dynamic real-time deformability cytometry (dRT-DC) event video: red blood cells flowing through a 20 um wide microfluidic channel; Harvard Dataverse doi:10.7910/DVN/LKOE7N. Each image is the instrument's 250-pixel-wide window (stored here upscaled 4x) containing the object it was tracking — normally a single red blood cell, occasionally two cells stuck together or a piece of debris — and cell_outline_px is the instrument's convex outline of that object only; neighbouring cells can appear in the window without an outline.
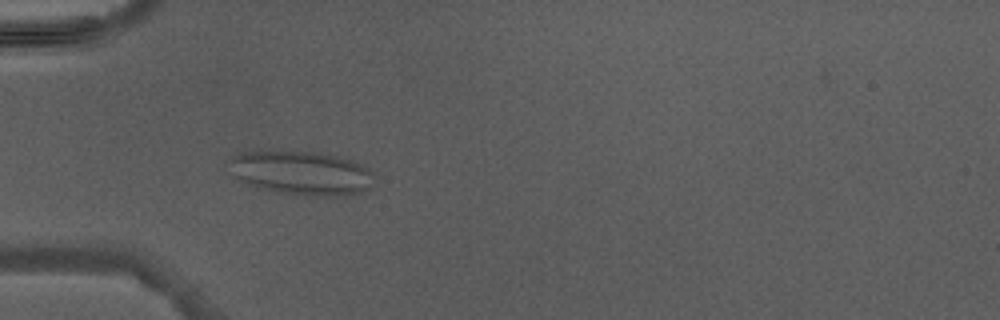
{"species": "Egyptian fruit bat (a non-hibernating species)", "species_latin": "Rousettus aegyptiacus", "temperature_condition": "warm", "stored_images_in_passage": 2, "camera_frame_rate_fps": 3000, "um_per_image_px": 0.085, "animal": {"sex": "male"}, "frame": {"image": 1, "passage_image": 2, "time_ms": 1.333, "image_size_px": [1000, 320], "cell_outline_px": [[376, 176], [368, 188], [360, 192], [344, 196], [308, 196], [276, 192], [244, 184], [236, 176], [228, 160], [232, 156], [240, 152], [316, 152], [344, 156], [356, 160], [364, 164]], "centroid_in_image_um": [25.7, 14.71], "position_along_channel_um": 59.3, "area_um2": 37.45}}